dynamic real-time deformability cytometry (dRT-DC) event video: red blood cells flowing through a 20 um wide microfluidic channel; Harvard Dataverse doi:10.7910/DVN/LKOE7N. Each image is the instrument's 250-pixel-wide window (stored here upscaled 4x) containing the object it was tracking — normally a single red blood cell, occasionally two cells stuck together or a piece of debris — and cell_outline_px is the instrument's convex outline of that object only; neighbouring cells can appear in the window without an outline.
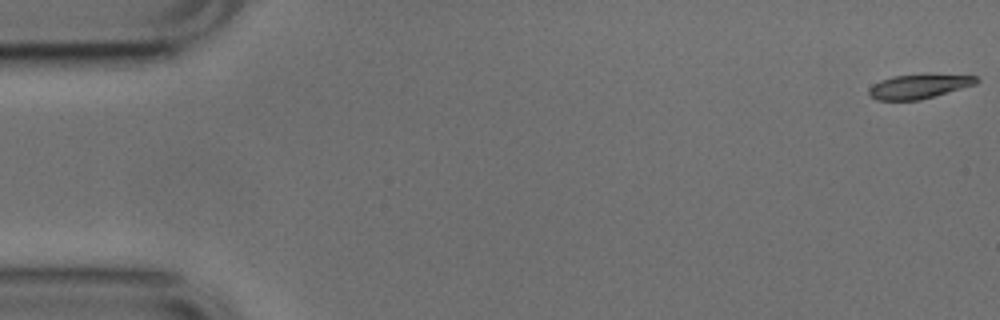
{"species": "common noctule bat (a hibernating species)", "species_latin": "Nyctalus noctula", "temperature_condition": "cold", "stored_images_in_passage": 5, "camera_frame_rate_fps": 3000, "um_per_image_px": 0.085, "animal": {"sex": "male", "body_mass_g": 17.9, "forearm_length_mm": 54.2}, "frame": {"image": 1, "passage_image": 1, "time_ms": 0.0, "image_size_px": [1000, 320], "cell_outline_px": [[980, 80], [976, 84], [920, 100], [876, 100], [868, 96], [868, 88], [872, 84], [880, 80], [892, 76], [928, 72], [976, 76]], "centroid_in_image_um": [78.09, 7.3], "position_along_channel_um": 6.9, "area_um2": 15.9}}
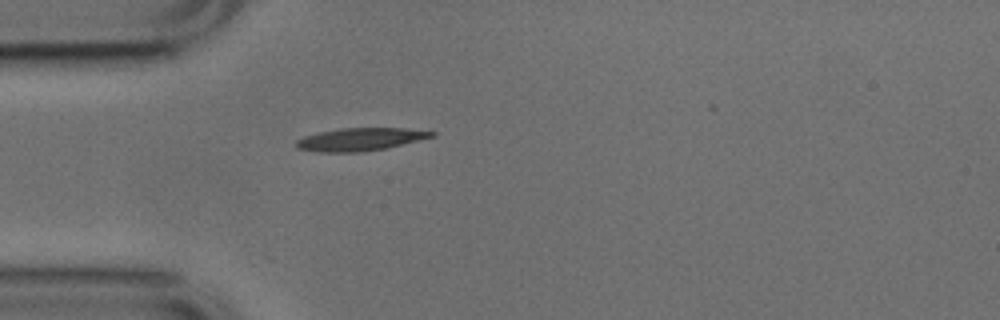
{"frame": {"image": 2, "passage_image": 5, "time_ms": 1.333, "image_size_px": [1000, 320], "cell_outline_px": [[436, 136], [388, 148], [356, 152], [320, 152], [296, 148], [296, 140], [304, 136], [320, 132], [340, 128], [404, 128], [436, 132]], "centroid_in_image_um": [30.64, 11.84], "position_along_channel_um": 54.4, "area_um2": 17.98}}